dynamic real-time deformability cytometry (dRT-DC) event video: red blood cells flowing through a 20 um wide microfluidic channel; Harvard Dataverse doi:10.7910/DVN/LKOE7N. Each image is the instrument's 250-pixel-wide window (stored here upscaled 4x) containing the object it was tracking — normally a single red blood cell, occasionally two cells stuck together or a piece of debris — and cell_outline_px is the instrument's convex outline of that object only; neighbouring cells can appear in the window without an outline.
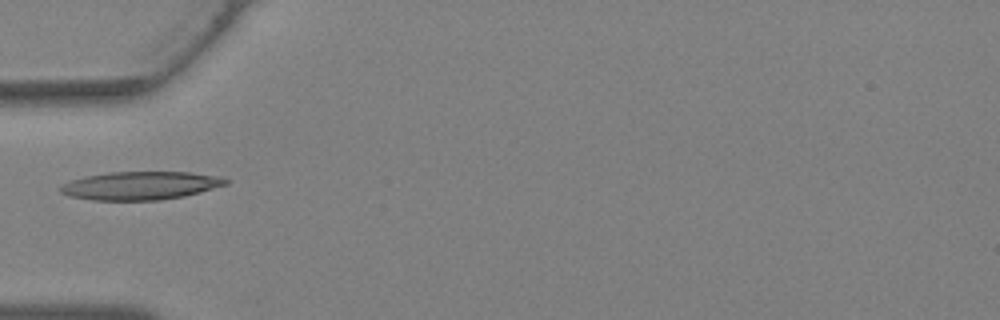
{"species": "Egyptian fruit bat (a non-hibernating species)", "species_latin": "Rousettus aegyptiacus", "temperature_condition": "warm", "stored_images_in_passage": 25, "camera_frame_rate_fps": 3000, "um_per_image_px": 0.085, "animal": {"sex": "female"}, "frame": {"image": 1, "passage_image": 1, "time_ms": 0.0, "image_size_px": [1000, 320], "cell_outline_px": [[228, 184], [200, 192], [184, 196], [160, 200], [92, 200], [68, 196], [60, 192], [60, 188], [64, 184], [72, 180], [84, 176], [108, 172], [188, 172], [220, 176], [228, 180]], "centroid_in_image_um": [11.94, 15.77], "position_along_channel_um": 73.1, "area_um2": 27.17}}
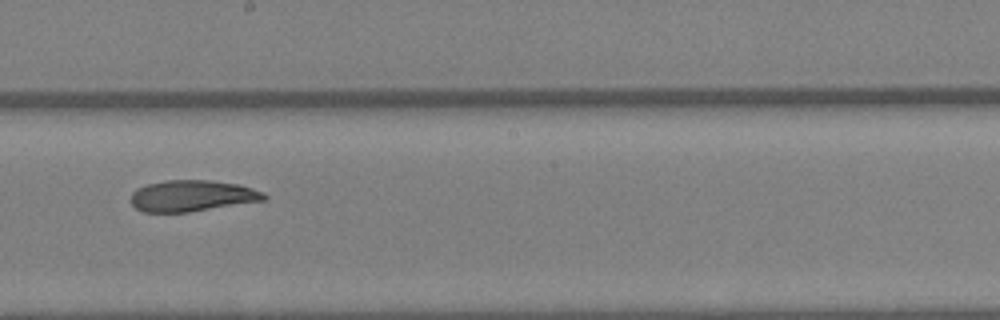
{"frame": {"image": 2, "passage_image": 10, "time_ms": 3.0, "image_size_px": [1000, 320], "cell_outline_px": [[268, 196], [264, 200], [188, 212], [144, 212], [136, 208], [132, 204], [132, 192], [136, 188], [148, 184], [164, 180], [208, 180], [240, 184], [264, 192]], "centroid_in_image_um": [16.33, 16.63], "position_along_channel_um": 231.9, "area_um2": 24.16}}
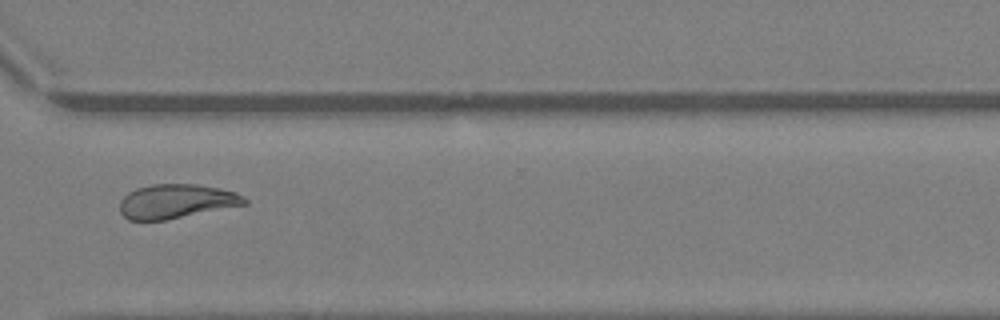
{"frame": {"image": 3, "passage_image": 17, "time_ms": 5.333, "image_size_px": [1000, 320], "cell_outline_px": [[248, 204], [164, 220], [128, 220], [120, 212], [120, 200], [128, 192], [136, 188], [152, 184], [196, 184], [220, 188], [236, 192], [244, 196], [248, 200]], "centroid_in_image_um": [14.99, 17.1], "position_along_channel_um": 355.6, "area_um2": 24.91}}